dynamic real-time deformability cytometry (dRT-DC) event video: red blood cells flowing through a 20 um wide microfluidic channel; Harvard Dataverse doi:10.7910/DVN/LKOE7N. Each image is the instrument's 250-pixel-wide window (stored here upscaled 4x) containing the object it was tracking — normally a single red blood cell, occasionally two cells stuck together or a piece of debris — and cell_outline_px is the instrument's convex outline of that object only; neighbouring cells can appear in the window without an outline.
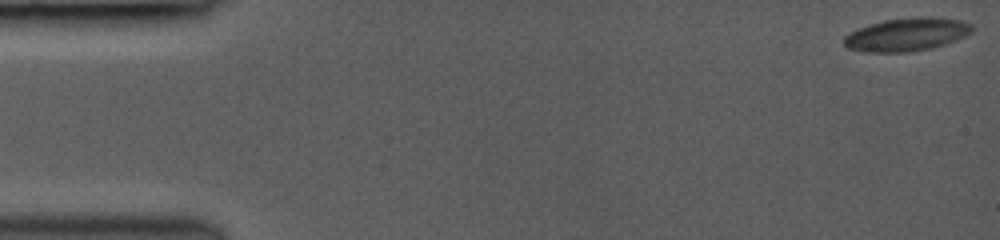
{"species": "common noctule bat (a hibernating species)", "species_latin": "Nyctalus noctula", "temperature_condition": "room temperature", "stored_images_in_passage": 11, "camera_frame_rate_fps": 3000, "um_per_image_px": 0.085, "animal": {"sex": "female", "body_mass_g": 19.0, "forearm_length_mm": 53.3}, "frame": {"image": 1, "passage_image": 1, "time_ms": 0.0, "image_size_px": [1000, 240], "cell_outline_px": [[972, 32], [956, 40], [932, 48], [908, 52], [864, 52], [848, 48], [844, 44], [844, 36], [860, 28], [884, 20], [920, 16], [932, 16], [960, 20], [972, 24]], "centroid_in_image_um": [77.1, 2.93], "position_along_channel_um": 7.9, "area_um2": 24.62}}
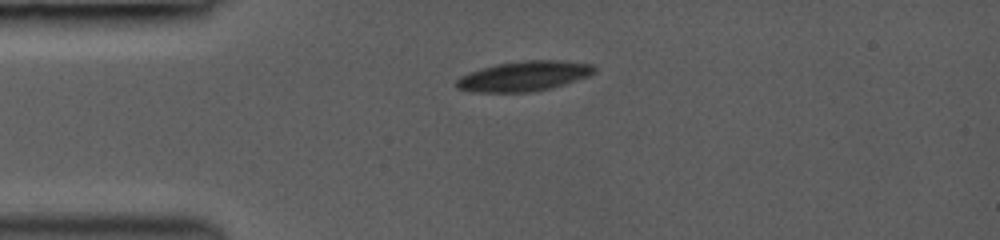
{"frame": {"image": 2, "passage_image": 7, "time_ms": 3.667, "image_size_px": [1000, 240], "cell_outline_px": [[596, 72], [588, 76], [552, 88], [528, 92], [472, 92], [456, 88], [456, 80], [460, 76], [468, 72], [496, 64], [524, 60], [560, 60], [592, 64], [596, 68]], "centroid_in_image_um": [44.53, 6.47], "position_along_channel_um": 40.5, "area_um2": 24.16}}
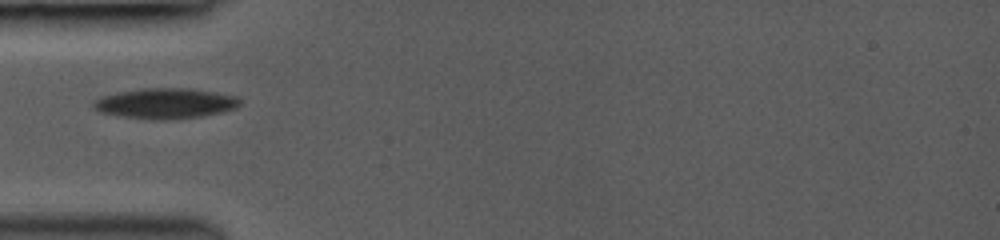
{"frame": {"image": 3, "passage_image": 9, "time_ms": 5.0, "image_size_px": [1000, 240], "cell_outline_px": [[240, 104], [236, 108], [224, 112], [204, 116], [172, 120], [152, 120], [120, 116], [100, 112], [92, 108], [92, 104], [100, 96], [140, 88], [188, 88], [216, 92], [236, 96], [240, 100]], "centroid_in_image_um": [14.06, 8.8], "position_along_channel_um": 70.9, "area_um2": 26.3}}